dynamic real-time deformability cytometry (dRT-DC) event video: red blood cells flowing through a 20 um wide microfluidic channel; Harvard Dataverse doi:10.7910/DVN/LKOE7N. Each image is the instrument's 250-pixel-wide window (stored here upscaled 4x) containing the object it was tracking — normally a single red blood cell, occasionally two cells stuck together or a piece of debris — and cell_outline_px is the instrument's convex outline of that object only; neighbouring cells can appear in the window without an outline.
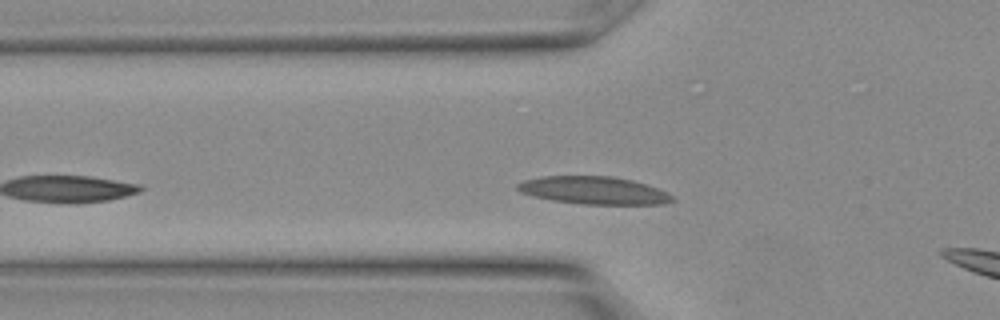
{"species": "Egyptian fruit bat (a non-hibernating species)", "species_latin": "Rousettus aegyptiacus", "temperature_condition": "warm", "stored_images_in_passage": 4, "camera_frame_rate_fps": 3000, "um_per_image_px": 0.085, "animal": {"sex": "female"}, "frame": {"image": 1, "passage_image": 3, "time_ms": 0.667, "image_size_px": [1000, 320], "cell_outline_px": [[676, 200], [664, 204], [580, 204], [552, 200], [532, 196], [520, 192], [516, 188], [516, 184], [524, 180], [544, 176], [612, 176], [632, 180], [656, 188], [672, 196]], "centroid_in_image_um": [50.43, 16.18], "position_along_channel_um": 75.4, "area_um2": 24.85}}